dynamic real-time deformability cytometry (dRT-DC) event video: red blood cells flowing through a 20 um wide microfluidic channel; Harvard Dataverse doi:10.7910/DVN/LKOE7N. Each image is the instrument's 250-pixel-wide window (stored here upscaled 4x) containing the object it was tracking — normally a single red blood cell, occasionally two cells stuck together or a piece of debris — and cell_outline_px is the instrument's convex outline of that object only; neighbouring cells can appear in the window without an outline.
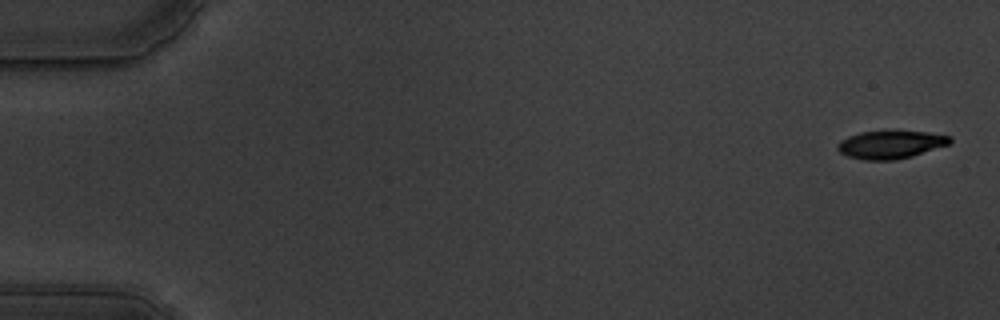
{"species": "common noctule bat (a hibernating species)", "species_latin": "Nyctalus noctula", "temperature_condition": "warm", "stored_images_in_passage": 14, "camera_frame_rate_fps": 3000, "um_per_image_px": 0.085, "animal": {"sex": "male", "body_mass_g": 19.5, "forearm_length_mm": 54.6}, "frame": {"image": 1, "passage_image": 2, "time_ms": 0.333, "image_size_px": [1000, 320], "cell_outline_px": [[952, 140], [948, 144], [912, 156], [896, 160], [864, 160], [848, 156], [840, 152], [836, 148], [840, 140], [848, 136], [860, 132], [928, 132], [952, 136]], "centroid_in_image_um": [75.68, 12.3], "position_along_channel_um": 9.3, "area_um2": 18.03}}